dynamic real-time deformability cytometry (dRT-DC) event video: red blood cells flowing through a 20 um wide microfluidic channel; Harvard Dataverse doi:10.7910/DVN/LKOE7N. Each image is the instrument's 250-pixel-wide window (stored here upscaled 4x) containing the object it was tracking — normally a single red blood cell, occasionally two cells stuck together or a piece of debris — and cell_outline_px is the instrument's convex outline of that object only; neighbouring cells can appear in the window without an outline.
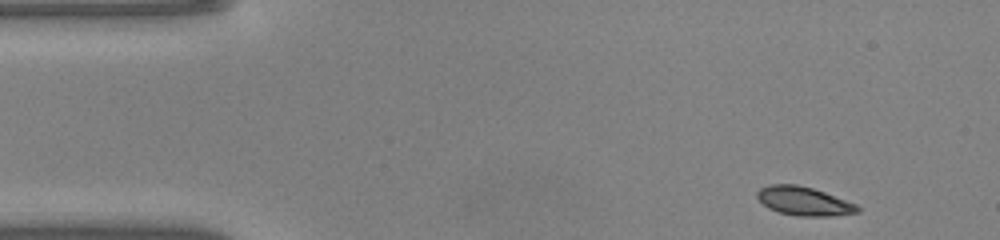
{"species": "common noctule bat (a hibernating species)", "species_latin": "Nyctalus noctula", "temperature_condition": "warm", "stored_images_in_passage": 45, "camera_frame_rate_fps": 3000, "um_per_image_px": 0.085, "animal": {"sex": "male", "body_mass_g": 20.0, "forearm_length_mm": 53.3}, "frame": {"image": 1, "passage_image": 1, "time_ms": 0.0, "image_size_px": [1000, 240], "cell_outline_px": [[860, 212], [832, 216], [796, 216], [780, 212], [768, 208], [756, 196], [756, 192], [760, 188], [772, 184], [796, 184], [812, 188], [824, 192], [856, 204], [860, 208]], "centroid_in_image_um": [68.33, 17.1], "position_along_channel_um": 16.7, "area_um2": 16.7}}
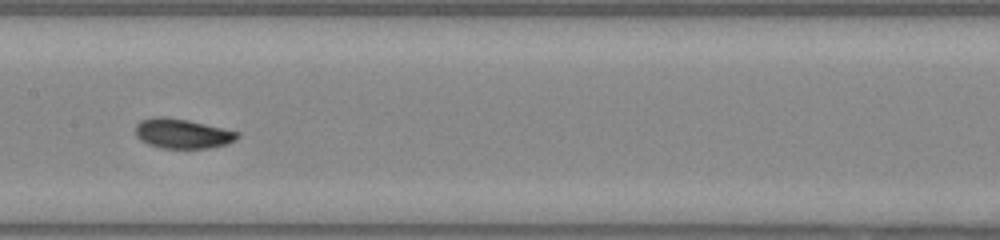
{"frame": {"image": 2, "passage_image": 20, "time_ms": 6.333, "image_size_px": [1000, 240], "cell_outline_px": [[240, 136], [236, 140], [228, 144], [208, 148], [160, 148], [148, 144], [140, 140], [136, 136], [136, 124], [140, 120], [152, 116], [164, 116], [188, 120], [240, 132]], "centroid_in_image_um": [15.5, 11.35], "position_along_channel_um": 191.9, "area_um2": 17.86}}
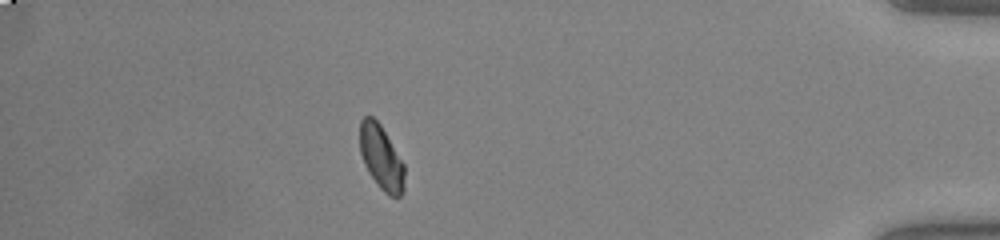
{"frame": {"image": 3, "passage_image": 39, "time_ms": 12.667, "image_size_px": [1000, 240], "cell_outline_px": [[404, 192], [400, 196], [388, 196], [376, 184], [368, 172], [364, 164], [360, 152], [360, 120], [364, 116], [372, 116], [380, 124], [404, 164]], "centroid_in_image_um": [32.4, 13.41], "position_along_channel_um": 402.8, "area_um2": 16.76}, "authors_computed_cell_mechanics": {"area_um2": 17.1088, "velocity_mm_per_s": 4.1328, "shape_relaxation_time_tau1_ms": 2.6435, "shape_relaxation_time_tau2_ms": null, "deformation_change_tau1": 0.1334, "deformation_change_tau2": null}}